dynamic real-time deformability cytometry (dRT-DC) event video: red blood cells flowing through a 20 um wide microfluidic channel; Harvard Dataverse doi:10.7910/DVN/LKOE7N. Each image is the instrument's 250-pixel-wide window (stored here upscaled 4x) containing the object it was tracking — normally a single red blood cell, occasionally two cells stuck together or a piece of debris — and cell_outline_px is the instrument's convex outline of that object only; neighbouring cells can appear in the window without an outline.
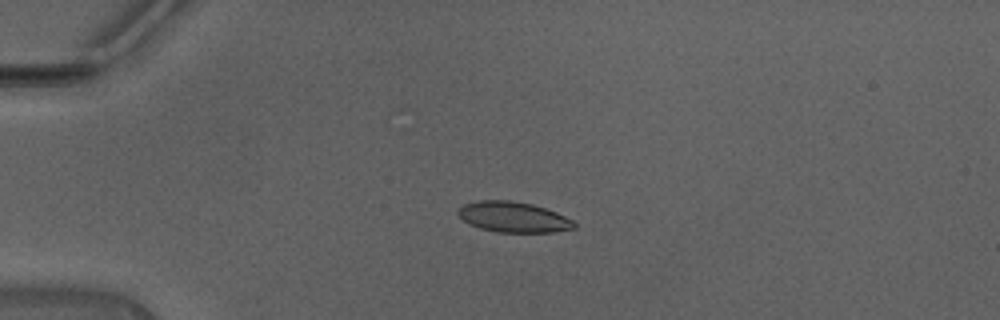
{"species": "Egyptian fruit bat (a non-hibernating species)", "species_latin": "Rousettus aegyptiacus", "temperature_condition": "warm", "stored_images_in_passage": 36, "camera_frame_rate_fps": 3000, "um_per_image_px": 0.085, "animal": {"sex": "male"}, "frame": {"image": 1, "passage_image": 1, "time_ms": 0.0, "image_size_px": [1000, 320], "cell_outline_px": [[576, 228], [552, 232], [500, 232], [480, 228], [464, 220], [456, 212], [464, 204], [480, 200], [508, 200], [532, 204], [556, 212], [572, 220], [576, 224]], "centroid_in_image_um": [43.65, 18.44], "position_along_channel_um": 41.3, "area_um2": 20.35}}
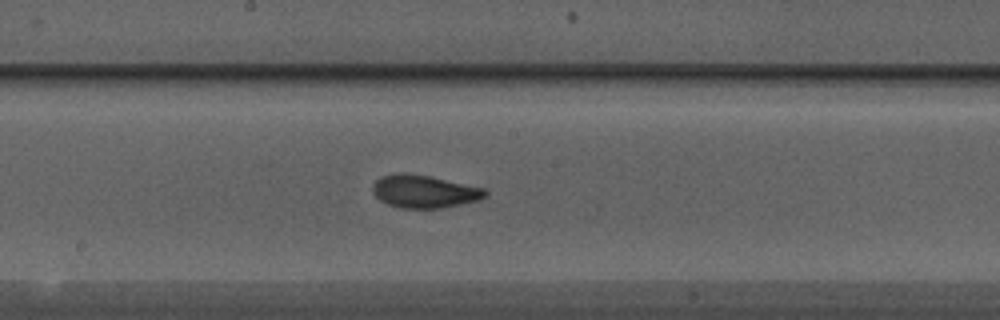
{"frame": {"image": 2, "passage_image": 15, "time_ms": 4.667, "image_size_px": [1000, 320], "cell_outline_px": [[488, 192], [484, 196], [476, 200], [460, 204], [440, 208], [400, 208], [388, 204], [380, 200], [376, 196], [372, 188], [376, 180], [380, 176], [396, 172], [404, 172], [432, 176], [484, 188]], "centroid_in_image_um": [36.02, 16.25], "position_along_channel_um": 212.2, "area_um2": 21.5}}
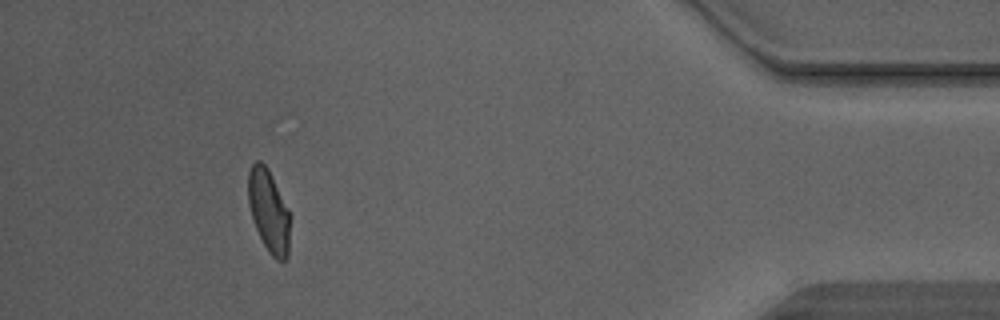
{"frame": {"image": 3, "passage_image": 32, "time_ms": 10.333, "image_size_px": [1000, 320], "cell_outline_px": [[288, 256], [284, 260], [276, 260], [268, 252], [256, 228], [248, 204], [248, 172], [252, 164], [256, 160], [260, 160], [268, 168], [288, 208]], "centroid_in_image_um": [22.81, 17.89], "position_along_channel_um": 412.4, "area_um2": 19.77}, "authors_computed_cell_mechanics": {"area_um2": 20.6057, "velocity_mm_per_s": 4.486, "shape_relaxation_time_tau1_ms": 4.7986, "shape_relaxation_time_tau2_ms": 1.104, "deformation_change_tau1": 0.1616, "deformation_change_tau2": 0.0677}}